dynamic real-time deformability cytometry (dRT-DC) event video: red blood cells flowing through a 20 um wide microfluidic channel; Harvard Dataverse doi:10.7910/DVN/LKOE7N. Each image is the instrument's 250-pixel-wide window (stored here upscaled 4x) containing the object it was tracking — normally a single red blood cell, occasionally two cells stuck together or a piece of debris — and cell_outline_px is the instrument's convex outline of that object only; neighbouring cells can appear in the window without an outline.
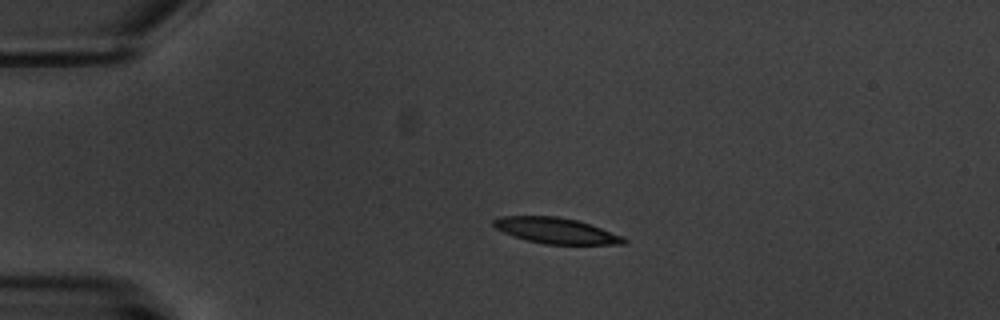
{"species": "common noctule bat (a hibernating species)", "species_latin": "Nyctalus noctula", "temperature_condition": "warm", "stored_images_in_passage": 4, "camera_frame_rate_fps": 3000, "um_per_image_px": 0.085, "animal": {"sex": "male", "body_mass_g": 20.1, "forearm_length_mm": 53.5}, "frame": {"image": 1, "passage_image": 3, "time_ms": 2.333, "image_size_px": [1000, 320], "cell_outline_px": [[628, 240], [624, 244], [544, 244], [512, 236], [496, 228], [492, 224], [492, 220], [500, 216], [556, 216], [576, 220], [624, 236]], "centroid_in_image_um": [47.24, 19.6], "position_along_channel_um": 37.8, "area_um2": 19.42}}